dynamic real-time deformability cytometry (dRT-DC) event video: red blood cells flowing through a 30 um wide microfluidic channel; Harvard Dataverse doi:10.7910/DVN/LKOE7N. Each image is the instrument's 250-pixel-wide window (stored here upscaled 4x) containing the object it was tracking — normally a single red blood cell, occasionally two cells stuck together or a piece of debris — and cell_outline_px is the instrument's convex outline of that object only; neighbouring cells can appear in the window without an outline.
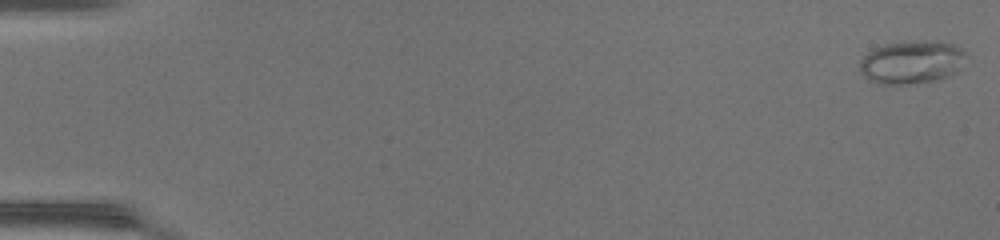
{"species": "common noctule bat (a hibernating species)", "species_latin": "Nyctalus noctula", "temperature_condition": "warm", "stored_images_in_passage": 49, "camera_frame_rate_fps": 3000, "um_per_image_px": 0.085, "animal": {"sex": "female", "body_mass_g": 17.0, "forearm_length_mm": 48.0}, "frame": {"image": 1, "passage_image": 1, "time_ms": 0.0, "image_size_px": [1000, 240], "cell_outline_px": [[964, 56], [960, 68], [956, 72], [940, 80], [908, 84], [876, 84], [868, 80], [860, 72], [860, 60], [868, 52], [884, 44], [924, 40], [940, 40], [956, 44], [964, 52]], "centroid_in_image_um": [77.49, 5.28], "position_along_channel_um": 7.5, "area_um2": 26.93}}
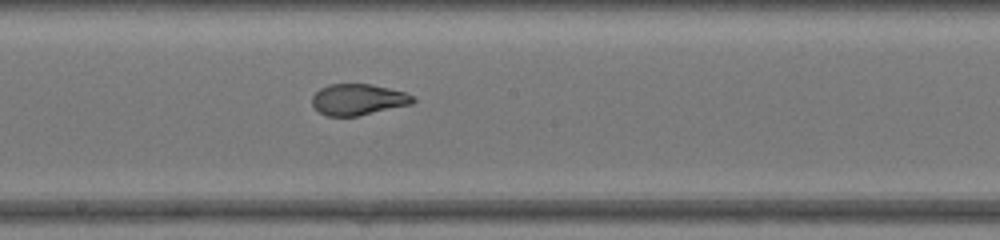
{"frame": {"image": 2, "passage_image": 28, "time_ms": 9.0, "image_size_px": [1000, 240], "cell_outline_px": [[416, 100], [412, 104], [356, 116], [328, 116], [320, 112], [312, 104], [312, 96], [320, 88], [328, 84], [372, 84], [404, 92], [412, 96]], "centroid_in_image_um": [30.43, 8.45], "position_along_channel_um": 217.8, "area_um2": 18.15}}
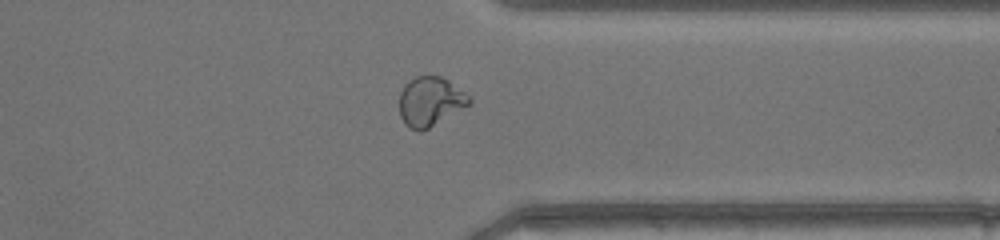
{"frame": {"image": 3, "passage_image": 39, "time_ms": 12.667, "image_size_px": [1000, 240], "cell_outline_px": [[472, 104], [428, 128], [420, 132], [404, 124], [400, 116], [400, 92], [404, 84], [408, 80], [416, 76], [440, 76], [448, 80], [464, 92], [472, 100]], "centroid_in_image_um": [36.56, 8.62], "position_along_channel_um": 374.8, "area_um2": 20.06}}